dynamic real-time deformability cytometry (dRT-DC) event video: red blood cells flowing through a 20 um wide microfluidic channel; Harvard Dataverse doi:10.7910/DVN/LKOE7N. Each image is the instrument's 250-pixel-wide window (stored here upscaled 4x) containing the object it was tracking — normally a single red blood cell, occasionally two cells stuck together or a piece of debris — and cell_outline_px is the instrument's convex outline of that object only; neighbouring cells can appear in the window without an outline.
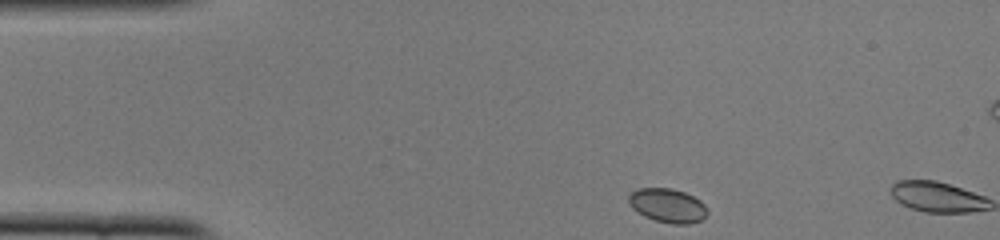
{"species": "common noctule bat (a hibernating species)", "species_latin": "Nyctalus noctula", "temperature_condition": "cold", "stored_images_in_passage": 3, "camera_frame_rate_fps": 3000, "um_per_image_px": 0.085, "animal": {"sex": "female", "body_mass_g": 22.0, "forearm_length_mm": 56.7}, "frame": {"image": 1, "passage_image": 1, "time_ms": 0.0, "image_size_px": [1000, 240], "cell_outline_px": [[708, 212], [700, 220], [688, 224], [672, 224], [656, 220], [644, 216], [632, 208], [628, 200], [628, 196], [636, 188], [672, 188], [684, 192], [700, 200], [704, 204]], "centroid_in_image_um": [56.73, 17.46], "position_along_channel_um": 28.3, "area_um2": 15.49}}